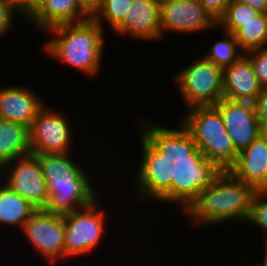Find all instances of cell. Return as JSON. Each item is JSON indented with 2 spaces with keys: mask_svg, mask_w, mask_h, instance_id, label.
Here are the masks:
<instances>
[{
  "mask_svg": "<svg viewBox=\"0 0 267 266\" xmlns=\"http://www.w3.org/2000/svg\"><path fill=\"white\" fill-rule=\"evenodd\" d=\"M136 169L133 189L139 206L145 201L176 204L174 207L179 206L190 225L199 229L228 221L235 225L248 221L256 189L229 170L148 171L142 160Z\"/></svg>",
  "mask_w": 267,
  "mask_h": 266,
  "instance_id": "1",
  "label": "cell"
},
{
  "mask_svg": "<svg viewBox=\"0 0 267 266\" xmlns=\"http://www.w3.org/2000/svg\"><path fill=\"white\" fill-rule=\"evenodd\" d=\"M175 128L153 120H137L141 160L148 171H224L238 152L215 106L187 109ZM145 120V121H144ZM149 121V122H148Z\"/></svg>",
  "mask_w": 267,
  "mask_h": 266,
  "instance_id": "2",
  "label": "cell"
},
{
  "mask_svg": "<svg viewBox=\"0 0 267 266\" xmlns=\"http://www.w3.org/2000/svg\"><path fill=\"white\" fill-rule=\"evenodd\" d=\"M34 155L37 157L49 191L46 211L64 215L84 208L101 197L97 195L100 188L96 191L94 183L96 179L88 174L86 166L82 167L85 163L82 165V161L77 159L81 155L74 156L73 152Z\"/></svg>",
  "mask_w": 267,
  "mask_h": 266,
  "instance_id": "3",
  "label": "cell"
},
{
  "mask_svg": "<svg viewBox=\"0 0 267 266\" xmlns=\"http://www.w3.org/2000/svg\"><path fill=\"white\" fill-rule=\"evenodd\" d=\"M42 51L53 60L72 67L78 73L97 77L103 64L106 33L91 17L78 23H64L46 30Z\"/></svg>",
  "mask_w": 267,
  "mask_h": 266,
  "instance_id": "4",
  "label": "cell"
},
{
  "mask_svg": "<svg viewBox=\"0 0 267 266\" xmlns=\"http://www.w3.org/2000/svg\"><path fill=\"white\" fill-rule=\"evenodd\" d=\"M199 56L172 75L186 110L197 106H214L223 98V69L203 55Z\"/></svg>",
  "mask_w": 267,
  "mask_h": 266,
  "instance_id": "5",
  "label": "cell"
},
{
  "mask_svg": "<svg viewBox=\"0 0 267 266\" xmlns=\"http://www.w3.org/2000/svg\"><path fill=\"white\" fill-rule=\"evenodd\" d=\"M96 199L92 204L64 214L65 240L64 260H74L73 257L89 256L97 250L99 244L104 242V236L108 233L106 211ZM107 232V233H106ZM105 234V235H104ZM96 248V249H95ZM93 251V252H92ZM92 252V253H91Z\"/></svg>",
  "mask_w": 267,
  "mask_h": 266,
  "instance_id": "6",
  "label": "cell"
},
{
  "mask_svg": "<svg viewBox=\"0 0 267 266\" xmlns=\"http://www.w3.org/2000/svg\"><path fill=\"white\" fill-rule=\"evenodd\" d=\"M46 103L29 127L32 154H62L73 152L76 141L68 115ZM72 131V132H71ZM74 136V137H73Z\"/></svg>",
  "mask_w": 267,
  "mask_h": 266,
  "instance_id": "7",
  "label": "cell"
},
{
  "mask_svg": "<svg viewBox=\"0 0 267 266\" xmlns=\"http://www.w3.org/2000/svg\"><path fill=\"white\" fill-rule=\"evenodd\" d=\"M25 235L32 250L49 264L64 261L65 221L61 214L37 209L24 224L21 236ZM55 261V262H54Z\"/></svg>",
  "mask_w": 267,
  "mask_h": 266,
  "instance_id": "8",
  "label": "cell"
},
{
  "mask_svg": "<svg viewBox=\"0 0 267 266\" xmlns=\"http://www.w3.org/2000/svg\"><path fill=\"white\" fill-rule=\"evenodd\" d=\"M0 180L12 191L26 199L34 208H46L49 202V191L34 154L17 158L2 167Z\"/></svg>",
  "mask_w": 267,
  "mask_h": 266,
  "instance_id": "9",
  "label": "cell"
},
{
  "mask_svg": "<svg viewBox=\"0 0 267 266\" xmlns=\"http://www.w3.org/2000/svg\"><path fill=\"white\" fill-rule=\"evenodd\" d=\"M160 24L162 39L166 33L193 35L218 28L198 0H160Z\"/></svg>",
  "mask_w": 267,
  "mask_h": 266,
  "instance_id": "10",
  "label": "cell"
},
{
  "mask_svg": "<svg viewBox=\"0 0 267 266\" xmlns=\"http://www.w3.org/2000/svg\"><path fill=\"white\" fill-rule=\"evenodd\" d=\"M214 106L220 111L225 128L238 153L262 134L253 103L221 98Z\"/></svg>",
  "mask_w": 267,
  "mask_h": 266,
  "instance_id": "11",
  "label": "cell"
},
{
  "mask_svg": "<svg viewBox=\"0 0 267 266\" xmlns=\"http://www.w3.org/2000/svg\"><path fill=\"white\" fill-rule=\"evenodd\" d=\"M113 32L118 37L147 41V44L148 41L162 40L160 0H133L124 20Z\"/></svg>",
  "mask_w": 267,
  "mask_h": 266,
  "instance_id": "12",
  "label": "cell"
},
{
  "mask_svg": "<svg viewBox=\"0 0 267 266\" xmlns=\"http://www.w3.org/2000/svg\"><path fill=\"white\" fill-rule=\"evenodd\" d=\"M0 86V119L28 128L47 101L26 84Z\"/></svg>",
  "mask_w": 267,
  "mask_h": 266,
  "instance_id": "13",
  "label": "cell"
},
{
  "mask_svg": "<svg viewBox=\"0 0 267 266\" xmlns=\"http://www.w3.org/2000/svg\"><path fill=\"white\" fill-rule=\"evenodd\" d=\"M91 18V13L80 0H40L26 17L28 23L43 34L46 30L64 23H78Z\"/></svg>",
  "mask_w": 267,
  "mask_h": 266,
  "instance_id": "14",
  "label": "cell"
},
{
  "mask_svg": "<svg viewBox=\"0 0 267 266\" xmlns=\"http://www.w3.org/2000/svg\"><path fill=\"white\" fill-rule=\"evenodd\" d=\"M229 171L256 190L267 189V139L263 133L238 153Z\"/></svg>",
  "mask_w": 267,
  "mask_h": 266,
  "instance_id": "15",
  "label": "cell"
},
{
  "mask_svg": "<svg viewBox=\"0 0 267 266\" xmlns=\"http://www.w3.org/2000/svg\"><path fill=\"white\" fill-rule=\"evenodd\" d=\"M262 92L250 60L243 54L223 69V98L253 103Z\"/></svg>",
  "mask_w": 267,
  "mask_h": 266,
  "instance_id": "16",
  "label": "cell"
},
{
  "mask_svg": "<svg viewBox=\"0 0 267 266\" xmlns=\"http://www.w3.org/2000/svg\"><path fill=\"white\" fill-rule=\"evenodd\" d=\"M31 154L29 128L0 119V169L17 158Z\"/></svg>",
  "mask_w": 267,
  "mask_h": 266,
  "instance_id": "17",
  "label": "cell"
},
{
  "mask_svg": "<svg viewBox=\"0 0 267 266\" xmlns=\"http://www.w3.org/2000/svg\"><path fill=\"white\" fill-rule=\"evenodd\" d=\"M37 209L0 180V225L22 230ZM18 227V229H17Z\"/></svg>",
  "mask_w": 267,
  "mask_h": 266,
  "instance_id": "18",
  "label": "cell"
},
{
  "mask_svg": "<svg viewBox=\"0 0 267 266\" xmlns=\"http://www.w3.org/2000/svg\"><path fill=\"white\" fill-rule=\"evenodd\" d=\"M234 37L244 53L267 47V14L261 13L252 21L245 23L234 33Z\"/></svg>",
  "mask_w": 267,
  "mask_h": 266,
  "instance_id": "19",
  "label": "cell"
},
{
  "mask_svg": "<svg viewBox=\"0 0 267 266\" xmlns=\"http://www.w3.org/2000/svg\"><path fill=\"white\" fill-rule=\"evenodd\" d=\"M223 33L222 39L214 41L211 48L206 49L204 57L214 63L215 65L221 67L222 69L230 66L236 62L244 52L240 49L234 34L225 32Z\"/></svg>",
  "mask_w": 267,
  "mask_h": 266,
  "instance_id": "20",
  "label": "cell"
},
{
  "mask_svg": "<svg viewBox=\"0 0 267 266\" xmlns=\"http://www.w3.org/2000/svg\"><path fill=\"white\" fill-rule=\"evenodd\" d=\"M260 14L259 11L239 0H230L224 15L218 20V28L234 34L245 23L252 21Z\"/></svg>",
  "mask_w": 267,
  "mask_h": 266,
  "instance_id": "21",
  "label": "cell"
},
{
  "mask_svg": "<svg viewBox=\"0 0 267 266\" xmlns=\"http://www.w3.org/2000/svg\"><path fill=\"white\" fill-rule=\"evenodd\" d=\"M133 0H102L91 17L105 30V21L113 31L125 18ZM105 19V20H104Z\"/></svg>",
  "mask_w": 267,
  "mask_h": 266,
  "instance_id": "22",
  "label": "cell"
},
{
  "mask_svg": "<svg viewBox=\"0 0 267 266\" xmlns=\"http://www.w3.org/2000/svg\"><path fill=\"white\" fill-rule=\"evenodd\" d=\"M247 224L260 227L266 237L263 244L267 243V189L256 190Z\"/></svg>",
  "mask_w": 267,
  "mask_h": 266,
  "instance_id": "23",
  "label": "cell"
},
{
  "mask_svg": "<svg viewBox=\"0 0 267 266\" xmlns=\"http://www.w3.org/2000/svg\"><path fill=\"white\" fill-rule=\"evenodd\" d=\"M244 55L250 60L262 89L267 88V47L247 51Z\"/></svg>",
  "mask_w": 267,
  "mask_h": 266,
  "instance_id": "24",
  "label": "cell"
},
{
  "mask_svg": "<svg viewBox=\"0 0 267 266\" xmlns=\"http://www.w3.org/2000/svg\"><path fill=\"white\" fill-rule=\"evenodd\" d=\"M15 15L22 16L23 20L26 19L23 13L11 1L0 0V40L3 37L5 38L6 35L8 36V33L11 34L10 31H13L15 27L14 22L16 21Z\"/></svg>",
  "mask_w": 267,
  "mask_h": 266,
  "instance_id": "25",
  "label": "cell"
},
{
  "mask_svg": "<svg viewBox=\"0 0 267 266\" xmlns=\"http://www.w3.org/2000/svg\"><path fill=\"white\" fill-rule=\"evenodd\" d=\"M256 118L262 131L267 129V88L262 89L253 102Z\"/></svg>",
  "mask_w": 267,
  "mask_h": 266,
  "instance_id": "26",
  "label": "cell"
},
{
  "mask_svg": "<svg viewBox=\"0 0 267 266\" xmlns=\"http://www.w3.org/2000/svg\"><path fill=\"white\" fill-rule=\"evenodd\" d=\"M199 3L205 8V10L218 20L224 15L227 5L230 0H198Z\"/></svg>",
  "mask_w": 267,
  "mask_h": 266,
  "instance_id": "27",
  "label": "cell"
},
{
  "mask_svg": "<svg viewBox=\"0 0 267 266\" xmlns=\"http://www.w3.org/2000/svg\"><path fill=\"white\" fill-rule=\"evenodd\" d=\"M11 2L27 17L39 4L40 0H11Z\"/></svg>",
  "mask_w": 267,
  "mask_h": 266,
  "instance_id": "28",
  "label": "cell"
},
{
  "mask_svg": "<svg viewBox=\"0 0 267 266\" xmlns=\"http://www.w3.org/2000/svg\"><path fill=\"white\" fill-rule=\"evenodd\" d=\"M260 13L267 14V0H239Z\"/></svg>",
  "mask_w": 267,
  "mask_h": 266,
  "instance_id": "29",
  "label": "cell"
},
{
  "mask_svg": "<svg viewBox=\"0 0 267 266\" xmlns=\"http://www.w3.org/2000/svg\"><path fill=\"white\" fill-rule=\"evenodd\" d=\"M80 2L92 14L101 4L102 0H80Z\"/></svg>",
  "mask_w": 267,
  "mask_h": 266,
  "instance_id": "30",
  "label": "cell"
},
{
  "mask_svg": "<svg viewBox=\"0 0 267 266\" xmlns=\"http://www.w3.org/2000/svg\"><path fill=\"white\" fill-rule=\"evenodd\" d=\"M265 245V246H264ZM263 248L265 249L264 251H262V252H264L263 254V258H262V260H260V264L262 265V266H267V243H265V244H263Z\"/></svg>",
  "mask_w": 267,
  "mask_h": 266,
  "instance_id": "31",
  "label": "cell"
},
{
  "mask_svg": "<svg viewBox=\"0 0 267 266\" xmlns=\"http://www.w3.org/2000/svg\"><path fill=\"white\" fill-rule=\"evenodd\" d=\"M262 133L266 136V139H267V129L262 131Z\"/></svg>",
  "mask_w": 267,
  "mask_h": 266,
  "instance_id": "32",
  "label": "cell"
},
{
  "mask_svg": "<svg viewBox=\"0 0 267 266\" xmlns=\"http://www.w3.org/2000/svg\"><path fill=\"white\" fill-rule=\"evenodd\" d=\"M249 266V265H248ZM250 266H259V263H258V261H257V263L256 264H251Z\"/></svg>",
  "mask_w": 267,
  "mask_h": 266,
  "instance_id": "33",
  "label": "cell"
}]
</instances>
